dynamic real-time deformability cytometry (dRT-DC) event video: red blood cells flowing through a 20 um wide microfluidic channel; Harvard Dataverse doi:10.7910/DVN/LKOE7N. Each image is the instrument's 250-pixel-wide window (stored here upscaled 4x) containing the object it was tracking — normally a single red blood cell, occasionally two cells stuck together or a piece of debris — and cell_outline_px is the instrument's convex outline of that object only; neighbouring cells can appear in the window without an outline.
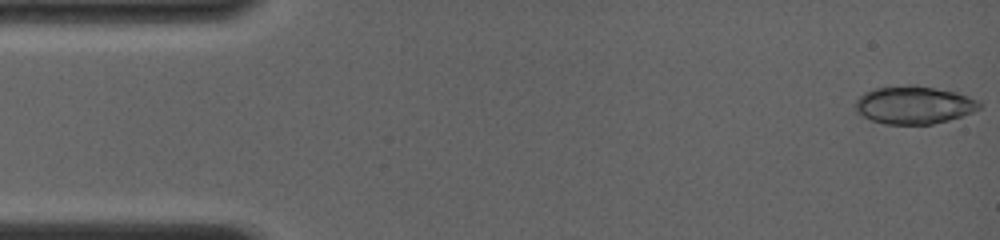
{"species": "common noctule bat (a hibernating species)", "species_latin": "Nyctalus noctula", "temperature_condition": "room temperature", "stored_images_in_passage": 22, "camera_frame_rate_fps": 4000, "um_per_image_px": 0.085, "animal": {"sex": "female", "body_mass_g": 19.0, "forearm_length_mm": 56.7}, "frame": {"image": 1, "passage_image": 1, "time_ms": 0.0, "image_size_px": [1000, 240], "cell_outline_px": [[980, 108], [972, 112], [948, 120], [932, 124], [884, 124], [872, 120], [856, 112], [856, 100], [864, 92], [876, 88], [912, 84], [952, 92], [964, 96], [980, 104]], "centroid_in_image_um": [77.6, 8.93], "position_along_channel_um": 7.4, "area_um2": 26.7}}
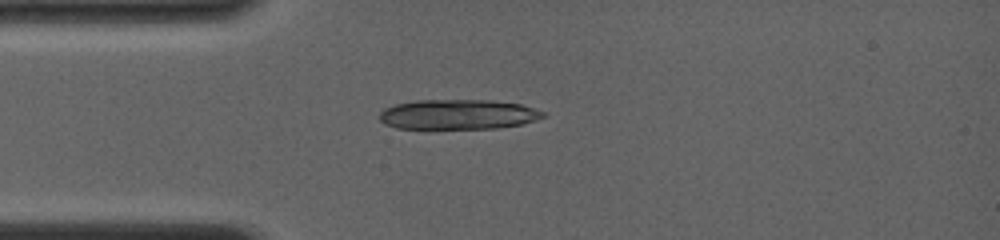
{"frame": {"image": 2, "passage_image": 22, "time_ms": 3.75, "image_size_px": [1000, 240], "cell_outline_px": [[544, 116], [536, 120], [520, 124], [496, 128], [396, 128], [384, 124], [380, 120], [380, 112], [384, 108], [396, 104], [416, 100], [488, 100], [520, 104], [544, 112]], "centroid_in_image_um": [38.89, 9.72], "position_along_channel_um": 46.1, "area_um2": 28.26}}